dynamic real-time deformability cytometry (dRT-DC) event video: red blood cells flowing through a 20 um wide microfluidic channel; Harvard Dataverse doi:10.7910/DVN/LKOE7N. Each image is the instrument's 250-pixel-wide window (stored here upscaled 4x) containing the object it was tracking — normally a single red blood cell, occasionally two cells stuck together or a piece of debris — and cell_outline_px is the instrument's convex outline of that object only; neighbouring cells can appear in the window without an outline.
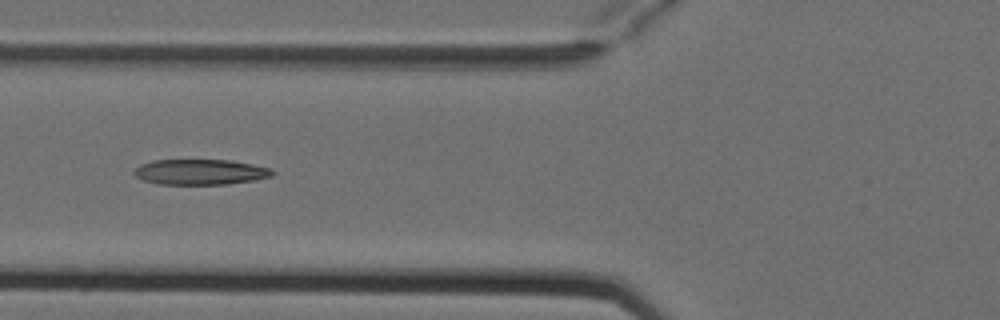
{"species": "Egyptian fruit bat (a non-hibernating species)", "species_latin": "Rousettus aegyptiacus", "temperature_condition": "cold", "stored_images_in_passage": 6, "camera_frame_rate_fps": 3000, "um_per_image_px": 0.085, "animal": {"sex": "female"}, "frame": {"image": 1, "passage_image": 4, "time_ms": 1.0, "image_size_px": [1000, 320], "cell_outline_px": [[276, 172], [272, 176], [256, 180], [228, 184], [160, 184], [144, 180], [136, 176], [132, 172], [140, 164], [152, 160], [232, 160], [272, 168]], "centroid_in_image_um": [17.07, 14.61], "position_along_channel_um": 108.7, "area_um2": 20.63}}
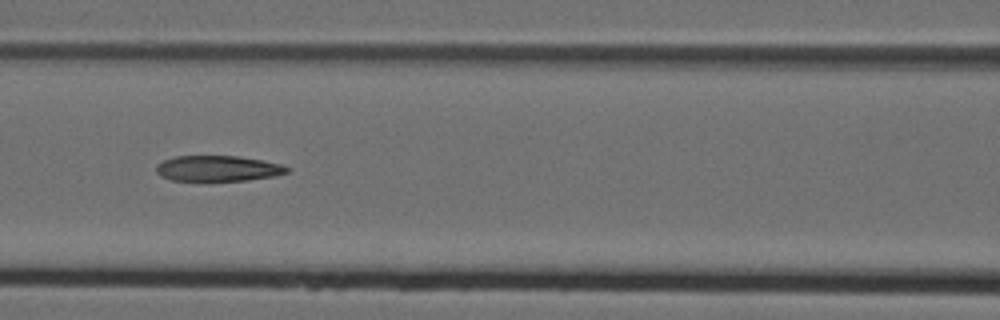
{"frame": {"image": 2, "passage_image": 5, "time_ms": 1.333, "image_size_px": [1000, 320], "cell_outline_px": [[288, 172], [276, 176], [248, 180], [172, 180], [160, 176], [156, 172], [156, 164], [164, 160], [176, 156], [236, 156], [260, 160], [280, 164], [288, 168]], "centroid_in_image_um": [18.49, 14.32], "position_along_channel_um": 148.1, "area_um2": 19.31}}
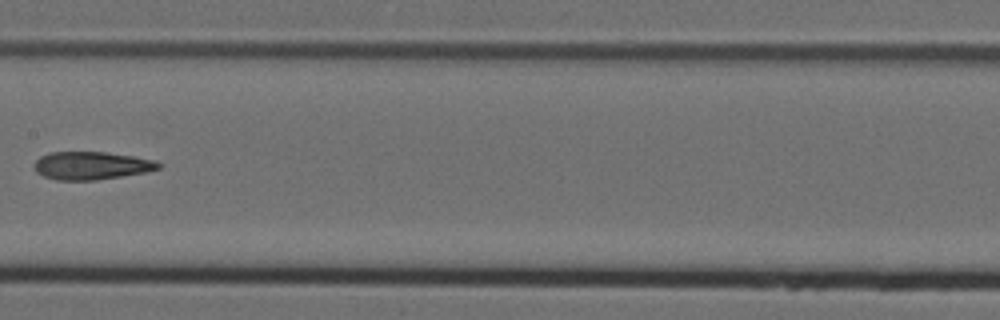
{"frame": {"image": 3, "passage_image": 6, "time_ms": 1.667, "image_size_px": [1000, 320], "cell_outline_px": [[160, 168], [148, 172], [96, 180], [56, 180], [44, 176], [36, 172], [32, 164], [40, 156], [48, 152], [104, 152], [132, 156], [156, 160], [160, 164]], "centroid_in_image_um": [7.75, 14.07], "position_along_channel_um": 199.7, "area_um2": 20.35}}